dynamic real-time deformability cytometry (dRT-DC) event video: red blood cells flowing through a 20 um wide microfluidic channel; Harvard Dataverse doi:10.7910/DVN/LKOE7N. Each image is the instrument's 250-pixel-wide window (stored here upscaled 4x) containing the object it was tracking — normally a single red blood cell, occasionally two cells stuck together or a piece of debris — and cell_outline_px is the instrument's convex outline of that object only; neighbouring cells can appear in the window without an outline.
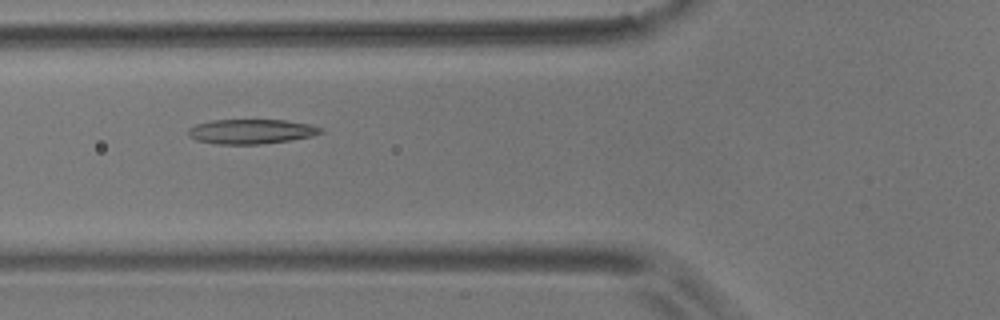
{"species": "common noctule bat (a hibernating species)", "species_latin": "Nyctalus noctula", "temperature_condition": "room temperature", "stored_images_in_passage": 7, "camera_frame_rate_fps": 3000, "um_per_image_px": 0.085, "animal": {"sex": "male", "body_mass_g": 17.9}, "frame": {"image": 1, "passage_image": 6, "time_ms": 1.667, "image_size_px": [1000, 320], "cell_outline_px": [[324, 132], [312, 136], [288, 140], [260, 144], [220, 144], [196, 140], [188, 136], [188, 128], [196, 124], [212, 120], [284, 120], [312, 124], [324, 128]], "centroid_in_image_um": [21.37, 11.17], "position_along_channel_um": 104.4, "area_um2": 19.07}}
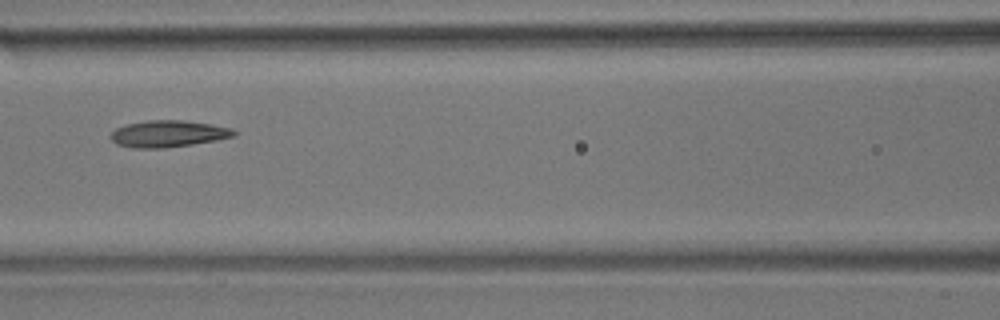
{"frame": {"image": 2, "passage_image": 7, "time_ms": 2.0, "image_size_px": [1000, 320], "cell_outline_px": [[236, 136], [216, 140], [192, 144], [160, 148], [132, 148], [116, 144], [108, 136], [116, 128], [128, 124], [148, 120], [184, 120], [212, 124], [232, 128], [236, 132]], "centroid_in_image_um": [14.29, 11.37], "position_along_channel_um": 152.3, "area_um2": 19.19}}